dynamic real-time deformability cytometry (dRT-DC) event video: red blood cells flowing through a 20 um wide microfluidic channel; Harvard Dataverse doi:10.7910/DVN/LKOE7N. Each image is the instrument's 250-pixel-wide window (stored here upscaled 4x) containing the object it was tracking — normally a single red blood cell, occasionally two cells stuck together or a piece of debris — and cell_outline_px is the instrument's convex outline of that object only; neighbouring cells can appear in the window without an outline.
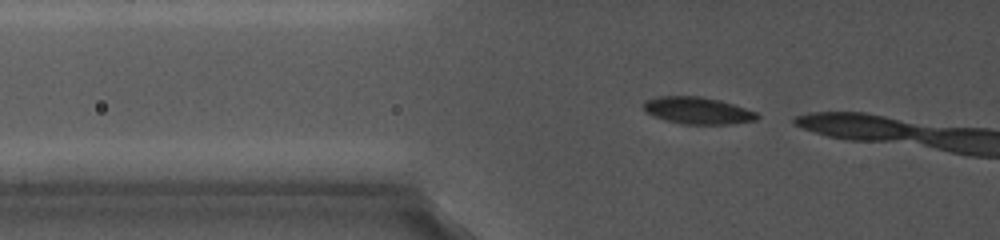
{"species": "common noctule bat (a hibernating species)", "species_latin": "Nyctalus noctula", "temperature_condition": "cold", "stored_images_in_passage": 5, "camera_frame_rate_fps": 5000, "um_per_image_px": 0.085, "animal": {"sex": "female", "body_mass_g": 19.0, "forearm_length_mm": 56.7}, "frame": {"image": 1, "passage_image": 2, "time_ms": 0.4, "image_size_px": [1000, 240], "cell_outline_px": [[760, 116], [756, 120], [732, 124], [680, 124], [664, 120], [644, 112], [644, 100], [660, 96], [700, 96], [720, 100], [756, 112]], "centroid_in_image_um": [59.27, 9.4], "position_along_channel_um": 66.5, "area_um2": 17.92}}